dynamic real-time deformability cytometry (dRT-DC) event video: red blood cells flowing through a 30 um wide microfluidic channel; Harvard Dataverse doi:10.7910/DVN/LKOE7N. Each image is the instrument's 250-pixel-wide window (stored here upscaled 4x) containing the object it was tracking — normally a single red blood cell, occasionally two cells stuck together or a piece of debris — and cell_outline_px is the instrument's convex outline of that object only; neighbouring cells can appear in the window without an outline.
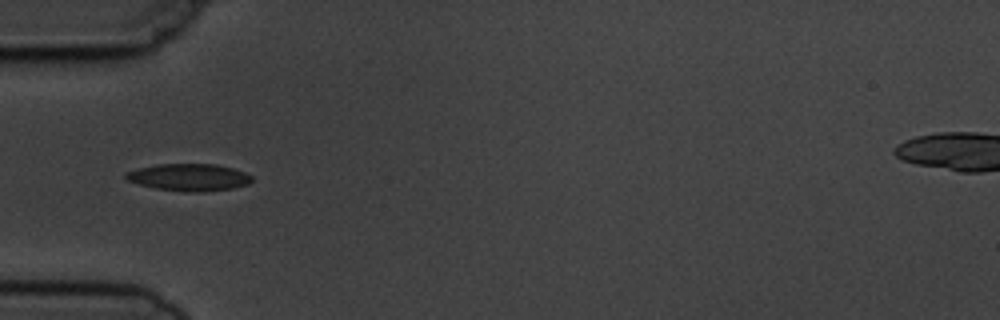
{"species": "common noctule bat (a hibernating species)", "species_latin": "Nyctalus noctula", "temperature_condition": "cold", "stored_images_in_passage": 10, "camera_frame_rate_fps": 3000, "um_per_image_px": 0.085, "animal": {"sex": "male", "body_mass_g": 19.5, "forearm_length_mm": 54.6}, "frame": {"image": 1, "passage_image": 6, "time_ms": 5.667, "image_size_px": [1000, 320], "cell_outline_px": [[252, 180], [248, 184], [232, 188], [204, 192], [184, 192], [156, 188], [140, 184], [128, 180], [124, 176], [124, 172], [156, 164], [216, 164], [232, 168], [244, 172], [252, 176]], "centroid_in_image_um": [16.07, 15.07], "position_along_channel_um": 68.9, "area_um2": 19.88}}
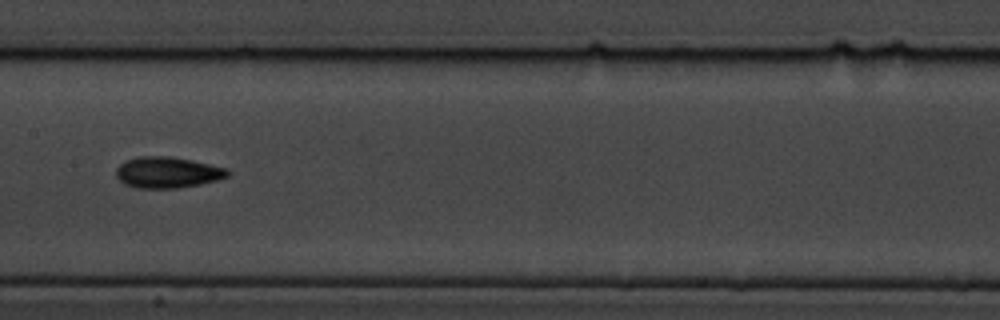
{"frame": {"image": 2, "passage_image": 9, "time_ms": 9.0, "image_size_px": [1000, 320], "cell_outline_px": [[228, 176], [216, 180], [200, 184], [176, 188], [136, 188], [124, 184], [116, 176], [116, 168], [124, 160], [140, 156], [168, 156], [192, 160], [228, 168]], "centroid_in_image_um": [14.2, 14.65], "position_along_channel_um": 193.2, "area_um2": 20.23}}
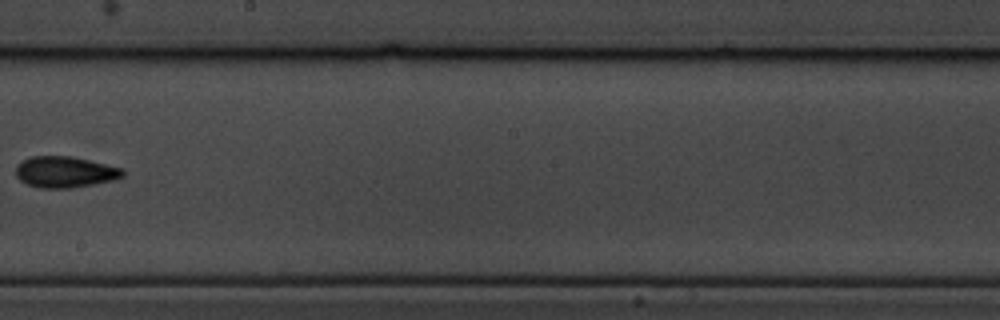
{"frame": {"image": 3, "passage_image": 10, "time_ms": 10.333, "image_size_px": [1000, 320], "cell_outline_px": [[124, 176], [112, 180], [72, 188], [36, 188], [20, 180], [16, 176], [16, 164], [20, 160], [32, 156], [72, 156], [124, 168]], "centroid_in_image_um": [5.49, 14.61], "position_along_channel_um": 242.7, "area_um2": 19.59}}